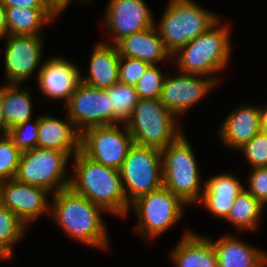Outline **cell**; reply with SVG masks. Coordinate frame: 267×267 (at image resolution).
<instances>
[{"label":"cell","mask_w":267,"mask_h":267,"mask_svg":"<svg viewBox=\"0 0 267 267\" xmlns=\"http://www.w3.org/2000/svg\"><path fill=\"white\" fill-rule=\"evenodd\" d=\"M4 181L0 180V206L2 205Z\"/></svg>","instance_id":"60d3db41"},{"label":"cell","mask_w":267,"mask_h":267,"mask_svg":"<svg viewBox=\"0 0 267 267\" xmlns=\"http://www.w3.org/2000/svg\"><path fill=\"white\" fill-rule=\"evenodd\" d=\"M239 151L243 153L250 168L267 167V133L258 132Z\"/></svg>","instance_id":"1f68e13d"},{"label":"cell","mask_w":267,"mask_h":267,"mask_svg":"<svg viewBox=\"0 0 267 267\" xmlns=\"http://www.w3.org/2000/svg\"><path fill=\"white\" fill-rule=\"evenodd\" d=\"M21 154L9 135L0 136V180L15 178Z\"/></svg>","instance_id":"f546056e"},{"label":"cell","mask_w":267,"mask_h":267,"mask_svg":"<svg viewBox=\"0 0 267 267\" xmlns=\"http://www.w3.org/2000/svg\"><path fill=\"white\" fill-rule=\"evenodd\" d=\"M65 116L62 120L49 113L39 115L37 148L66 152L71 157L80 150V132Z\"/></svg>","instance_id":"d6986e66"},{"label":"cell","mask_w":267,"mask_h":267,"mask_svg":"<svg viewBox=\"0 0 267 267\" xmlns=\"http://www.w3.org/2000/svg\"><path fill=\"white\" fill-rule=\"evenodd\" d=\"M150 64L148 62L120 56L118 64V82L135 85L144 75Z\"/></svg>","instance_id":"d6a6232c"},{"label":"cell","mask_w":267,"mask_h":267,"mask_svg":"<svg viewBox=\"0 0 267 267\" xmlns=\"http://www.w3.org/2000/svg\"><path fill=\"white\" fill-rule=\"evenodd\" d=\"M106 90L112 105L113 125L126 123L140 100L135 87L117 82Z\"/></svg>","instance_id":"4316f807"},{"label":"cell","mask_w":267,"mask_h":267,"mask_svg":"<svg viewBox=\"0 0 267 267\" xmlns=\"http://www.w3.org/2000/svg\"><path fill=\"white\" fill-rule=\"evenodd\" d=\"M51 219L72 240L101 251L110 248L109 231L102 214L107 212L70 187L52 194Z\"/></svg>","instance_id":"6da1fadb"},{"label":"cell","mask_w":267,"mask_h":267,"mask_svg":"<svg viewBox=\"0 0 267 267\" xmlns=\"http://www.w3.org/2000/svg\"><path fill=\"white\" fill-rule=\"evenodd\" d=\"M260 127L262 132L267 133V104L260 106Z\"/></svg>","instance_id":"f35d334b"},{"label":"cell","mask_w":267,"mask_h":267,"mask_svg":"<svg viewBox=\"0 0 267 267\" xmlns=\"http://www.w3.org/2000/svg\"><path fill=\"white\" fill-rule=\"evenodd\" d=\"M193 149L183 133L161 150L163 186L189 206L197 205L204 190L200 166Z\"/></svg>","instance_id":"277c9868"},{"label":"cell","mask_w":267,"mask_h":267,"mask_svg":"<svg viewBox=\"0 0 267 267\" xmlns=\"http://www.w3.org/2000/svg\"><path fill=\"white\" fill-rule=\"evenodd\" d=\"M218 257V267H265L267 252L248 244L235 235L225 234L213 240Z\"/></svg>","instance_id":"7402d4cb"},{"label":"cell","mask_w":267,"mask_h":267,"mask_svg":"<svg viewBox=\"0 0 267 267\" xmlns=\"http://www.w3.org/2000/svg\"><path fill=\"white\" fill-rule=\"evenodd\" d=\"M187 205L179 196L162 186L133 201L129 206L136 214L135 232L149 242L159 238L181 221Z\"/></svg>","instance_id":"52a82bcc"},{"label":"cell","mask_w":267,"mask_h":267,"mask_svg":"<svg viewBox=\"0 0 267 267\" xmlns=\"http://www.w3.org/2000/svg\"><path fill=\"white\" fill-rule=\"evenodd\" d=\"M35 117L34 120L30 119L8 131L9 137L21 153L37 147L39 116Z\"/></svg>","instance_id":"4dcf8cb0"},{"label":"cell","mask_w":267,"mask_h":267,"mask_svg":"<svg viewBox=\"0 0 267 267\" xmlns=\"http://www.w3.org/2000/svg\"><path fill=\"white\" fill-rule=\"evenodd\" d=\"M69 160L72 161V157L66 152L37 147L30 149L21 154L15 179L45 188L52 195L69 187Z\"/></svg>","instance_id":"ba28073f"},{"label":"cell","mask_w":267,"mask_h":267,"mask_svg":"<svg viewBox=\"0 0 267 267\" xmlns=\"http://www.w3.org/2000/svg\"><path fill=\"white\" fill-rule=\"evenodd\" d=\"M119 171L130 205L141 196L163 186L161 151L134 144Z\"/></svg>","instance_id":"9c48e42d"},{"label":"cell","mask_w":267,"mask_h":267,"mask_svg":"<svg viewBox=\"0 0 267 267\" xmlns=\"http://www.w3.org/2000/svg\"><path fill=\"white\" fill-rule=\"evenodd\" d=\"M219 127L218 139L229 149L238 151L261 131L260 107L241 104L225 116Z\"/></svg>","instance_id":"e0dca14e"},{"label":"cell","mask_w":267,"mask_h":267,"mask_svg":"<svg viewBox=\"0 0 267 267\" xmlns=\"http://www.w3.org/2000/svg\"><path fill=\"white\" fill-rule=\"evenodd\" d=\"M5 7L52 8L46 0H0Z\"/></svg>","instance_id":"e575fe53"},{"label":"cell","mask_w":267,"mask_h":267,"mask_svg":"<svg viewBox=\"0 0 267 267\" xmlns=\"http://www.w3.org/2000/svg\"><path fill=\"white\" fill-rule=\"evenodd\" d=\"M11 259V257L0 247V261H6Z\"/></svg>","instance_id":"ab89813d"},{"label":"cell","mask_w":267,"mask_h":267,"mask_svg":"<svg viewBox=\"0 0 267 267\" xmlns=\"http://www.w3.org/2000/svg\"><path fill=\"white\" fill-rule=\"evenodd\" d=\"M3 85H0V136L8 135L6 122L3 116Z\"/></svg>","instance_id":"74e56055"},{"label":"cell","mask_w":267,"mask_h":267,"mask_svg":"<svg viewBox=\"0 0 267 267\" xmlns=\"http://www.w3.org/2000/svg\"><path fill=\"white\" fill-rule=\"evenodd\" d=\"M175 267H218L216 250L209 237L185 230L170 252Z\"/></svg>","instance_id":"44dd1931"},{"label":"cell","mask_w":267,"mask_h":267,"mask_svg":"<svg viewBox=\"0 0 267 267\" xmlns=\"http://www.w3.org/2000/svg\"><path fill=\"white\" fill-rule=\"evenodd\" d=\"M166 5L160 21L157 23L155 19L154 24L171 55L204 33L221 17L195 0H169Z\"/></svg>","instance_id":"5b68a950"},{"label":"cell","mask_w":267,"mask_h":267,"mask_svg":"<svg viewBox=\"0 0 267 267\" xmlns=\"http://www.w3.org/2000/svg\"><path fill=\"white\" fill-rule=\"evenodd\" d=\"M69 187L108 214L125 218L129 204L122 186L120 171L96 163L78 151L73 157Z\"/></svg>","instance_id":"3957f363"},{"label":"cell","mask_w":267,"mask_h":267,"mask_svg":"<svg viewBox=\"0 0 267 267\" xmlns=\"http://www.w3.org/2000/svg\"><path fill=\"white\" fill-rule=\"evenodd\" d=\"M134 145L125 123L95 126L80 133V152L96 163L120 169Z\"/></svg>","instance_id":"30bf717a"},{"label":"cell","mask_w":267,"mask_h":267,"mask_svg":"<svg viewBox=\"0 0 267 267\" xmlns=\"http://www.w3.org/2000/svg\"><path fill=\"white\" fill-rule=\"evenodd\" d=\"M87 74L80 73V81L98 89L106 90L118 82L120 55L114 44L102 40L93 47Z\"/></svg>","instance_id":"603a6c76"},{"label":"cell","mask_w":267,"mask_h":267,"mask_svg":"<svg viewBox=\"0 0 267 267\" xmlns=\"http://www.w3.org/2000/svg\"><path fill=\"white\" fill-rule=\"evenodd\" d=\"M59 17L52 8L6 7L7 34L43 35V27Z\"/></svg>","instance_id":"cb8c5ba5"},{"label":"cell","mask_w":267,"mask_h":267,"mask_svg":"<svg viewBox=\"0 0 267 267\" xmlns=\"http://www.w3.org/2000/svg\"><path fill=\"white\" fill-rule=\"evenodd\" d=\"M81 70L77 64L64 57L54 56L42 63L36 75L39 92L44 98L64 101V105L69 101L80 82Z\"/></svg>","instance_id":"2e32d148"},{"label":"cell","mask_w":267,"mask_h":267,"mask_svg":"<svg viewBox=\"0 0 267 267\" xmlns=\"http://www.w3.org/2000/svg\"><path fill=\"white\" fill-rule=\"evenodd\" d=\"M159 64H150L134 85L140 99H159L166 75Z\"/></svg>","instance_id":"f1b7e54d"},{"label":"cell","mask_w":267,"mask_h":267,"mask_svg":"<svg viewBox=\"0 0 267 267\" xmlns=\"http://www.w3.org/2000/svg\"><path fill=\"white\" fill-rule=\"evenodd\" d=\"M265 207L244 189L235 199L229 214L224 219L239 232H252L260 227Z\"/></svg>","instance_id":"484cf974"},{"label":"cell","mask_w":267,"mask_h":267,"mask_svg":"<svg viewBox=\"0 0 267 267\" xmlns=\"http://www.w3.org/2000/svg\"><path fill=\"white\" fill-rule=\"evenodd\" d=\"M178 120L159 99H140L125 125L134 144L161 151L184 133Z\"/></svg>","instance_id":"8992f818"},{"label":"cell","mask_w":267,"mask_h":267,"mask_svg":"<svg viewBox=\"0 0 267 267\" xmlns=\"http://www.w3.org/2000/svg\"><path fill=\"white\" fill-rule=\"evenodd\" d=\"M120 56L139 59L149 64L172 63L171 54L165 49L154 26L120 39L115 44Z\"/></svg>","instance_id":"ffe728a7"},{"label":"cell","mask_w":267,"mask_h":267,"mask_svg":"<svg viewBox=\"0 0 267 267\" xmlns=\"http://www.w3.org/2000/svg\"><path fill=\"white\" fill-rule=\"evenodd\" d=\"M245 189L264 207L267 204V167L250 169Z\"/></svg>","instance_id":"836d02e7"},{"label":"cell","mask_w":267,"mask_h":267,"mask_svg":"<svg viewBox=\"0 0 267 267\" xmlns=\"http://www.w3.org/2000/svg\"><path fill=\"white\" fill-rule=\"evenodd\" d=\"M49 194L51 196L45 188L21 183L14 178L4 181L2 205L28 226L43 214L50 215Z\"/></svg>","instance_id":"9a60e30c"},{"label":"cell","mask_w":267,"mask_h":267,"mask_svg":"<svg viewBox=\"0 0 267 267\" xmlns=\"http://www.w3.org/2000/svg\"><path fill=\"white\" fill-rule=\"evenodd\" d=\"M21 84H3V116L9 131L33 119V88H21Z\"/></svg>","instance_id":"d4e9b609"},{"label":"cell","mask_w":267,"mask_h":267,"mask_svg":"<svg viewBox=\"0 0 267 267\" xmlns=\"http://www.w3.org/2000/svg\"><path fill=\"white\" fill-rule=\"evenodd\" d=\"M221 17L204 33L197 36L171 55L177 71L210 77L222 85L220 75L231 60V25L222 23Z\"/></svg>","instance_id":"7a4b0ae2"},{"label":"cell","mask_w":267,"mask_h":267,"mask_svg":"<svg viewBox=\"0 0 267 267\" xmlns=\"http://www.w3.org/2000/svg\"><path fill=\"white\" fill-rule=\"evenodd\" d=\"M29 227L7 207L0 206V247L12 258L14 246L19 243Z\"/></svg>","instance_id":"83f0119b"},{"label":"cell","mask_w":267,"mask_h":267,"mask_svg":"<svg viewBox=\"0 0 267 267\" xmlns=\"http://www.w3.org/2000/svg\"><path fill=\"white\" fill-rule=\"evenodd\" d=\"M104 13L108 39L103 42L109 44L155 25V14L145 0H109Z\"/></svg>","instance_id":"4fadbf2b"},{"label":"cell","mask_w":267,"mask_h":267,"mask_svg":"<svg viewBox=\"0 0 267 267\" xmlns=\"http://www.w3.org/2000/svg\"><path fill=\"white\" fill-rule=\"evenodd\" d=\"M4 40L5 84L23 85L31 76L38 75L42 66L44 35L7 34Z\"/></svg>","instance_id":"8fae6325"},{"label":"cell","mask_w":267,"mask_h":267,"mask_svg":"<svg viewBox=\"0 0 267 267\" xmlns=\"http://www.w3.org/2000/svg\"><path fill=\"white\" fill-rule=\"evenodd\" d=\"M7 35L6 7L0 2V41Z\"/></svg>","instance_id":"8d00e7d4"},{"label":"cell","mask_w":267,"mask_h":267,"mask_svg":"<svg viewBox=\"0 0 267 267\" xmlns=\"http://www.w3.org/2000/svg\"><path fill=\"white\" fill-rule=\"evenodd\" d=\"M175 73L172 76L166 74L159 100L179 118L219 86L210 77L181 72L177 74V71Z\"/></svg>","instance_id":"5bb4252c"},{"label":"cell","mask_w":267,"mask_h":267,"mask_svg":"<svg viewBox=\"0 0 267 267\" xmlns=\"http://www.w3.org/2000/svg\"><path fill=\"white\" fill-rule=\"evenodd\" d=\"M245 189L240 179L232 173H221L204 180V190L197 203L205 207L212 218L224 220L230 212L236 197ZM214 216V217H213Z\"/></svg>","instance_id":"ac0fdd59"},{"label":"cell","mask_w":267,"mask_h":267,"mask_svg":"<svg viewBox=\"0 0 267 267\" xmlns=\"http://www.w3.org/2000/svg\"><path fill=\"white\" fill-rule=\"evenodd\" d=\"M46 1L59 16H61V14L65 12L67 7H69L70 4L74 2L73 0H46ZM79 2L81 3L83 2L84 4L85 3L89 4V2L92 3V0H79Z\"/></svg>","instance_id":"d590c367"},{"label":"cell","mask_w":267,"mask_h":267,"mask_svg":"<svg viewBox=\"0 0 267 267\" xmlns=\"http://www.w3.org/2000/svg\"><path fill=\"white\" fill-rule=\"evenodd\" d=\"M64 107L65 114L80 133L90 127L113 125V110L107 90L80 81Z\"/></svg>","instance_id":"7c38bea8"}]
</instances>
